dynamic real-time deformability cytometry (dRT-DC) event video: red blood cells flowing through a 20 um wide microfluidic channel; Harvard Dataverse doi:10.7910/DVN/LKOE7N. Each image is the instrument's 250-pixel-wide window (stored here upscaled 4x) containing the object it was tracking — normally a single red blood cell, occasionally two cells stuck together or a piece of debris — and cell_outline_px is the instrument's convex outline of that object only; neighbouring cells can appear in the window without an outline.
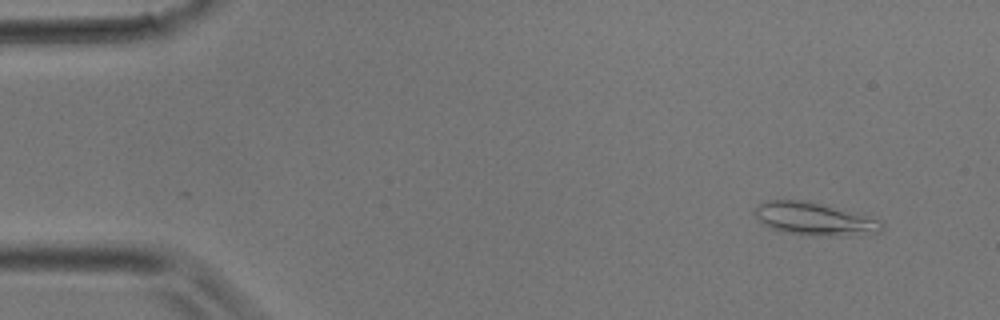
{"species": "common noctule bat (a hibernating species)", "species_latin": "Nyctalus noctula", "temperature_condition": "room temperature", "stored_images_in_passage": 36, "camera_frame_rate_fps": 3000, "um_per_image_px": 0.085, "animal": {"sex": "male", "body_mass_g": 17.9}, "frame": {"image": 1, "passage_image": 2, "time_ms": 0.333, "image_size_px": [1000, 320], "cell_outline_px": [[884, 228], [880, 232], [864, 236], [832, 236], [788, 232], [772, 228], [764, 224], [752, 212], [764, 200], [808, 200], [880, 220], [884, 224]], "centroid_in_image_um": [69.28, 18.61], "position_along_channel_um": 15.7, "area_um2": 24.1}}
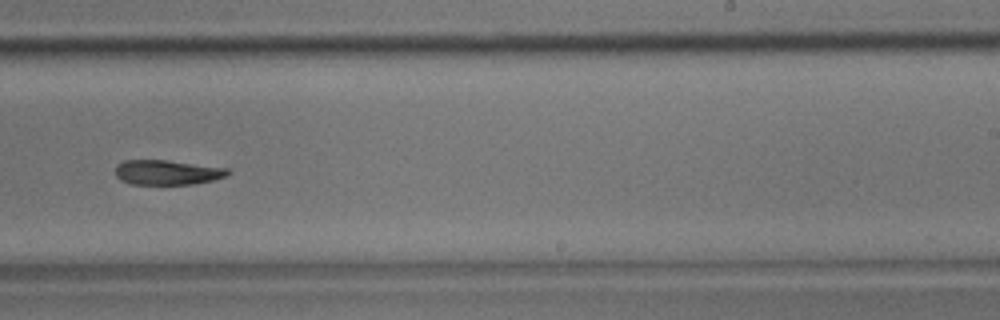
{"frame": {"image": 2, "passage_image": 22, "time_ms": 7.0, "image_size_px": [1000, 320], "cell_outline_px": [[232, 172], [224, 176], [212, 180], [192, 184], [132, 184], [120, 180], [116, 176], [116, 164], [124, 160], [164, 160], [228, 168]], "centroid_in_image_um": [14.18, 14.65], "position_along_channel_um": 274.8, "area_um2": 16.13}}
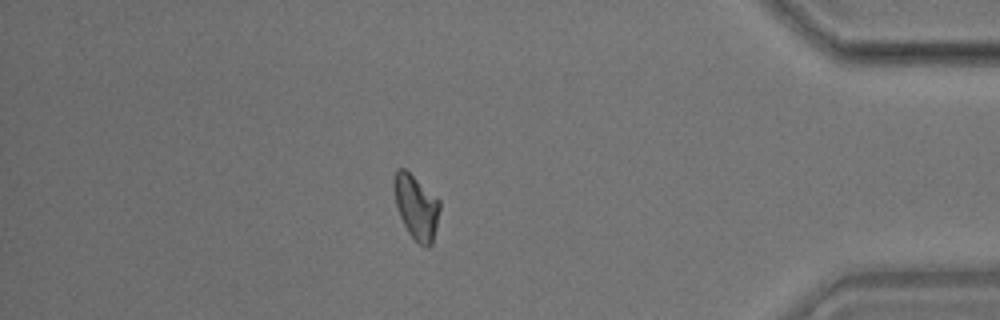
{"frame": {"image": 3, "passage_image": 31, "time_ms": 10.0, "image_size_px": [1000, 320], "cell_outline_px": [[440, 208], [432, 244], [428, 248], [420, 244], [408, 232], [400, 216], [396, 204], [396, 168], [404, 168], [436, 196], [440, 200]], "centroid_in_image_um": [35.43, 17.63], "position_along_channel_um": 399.8, "area_um2": 16.53}}